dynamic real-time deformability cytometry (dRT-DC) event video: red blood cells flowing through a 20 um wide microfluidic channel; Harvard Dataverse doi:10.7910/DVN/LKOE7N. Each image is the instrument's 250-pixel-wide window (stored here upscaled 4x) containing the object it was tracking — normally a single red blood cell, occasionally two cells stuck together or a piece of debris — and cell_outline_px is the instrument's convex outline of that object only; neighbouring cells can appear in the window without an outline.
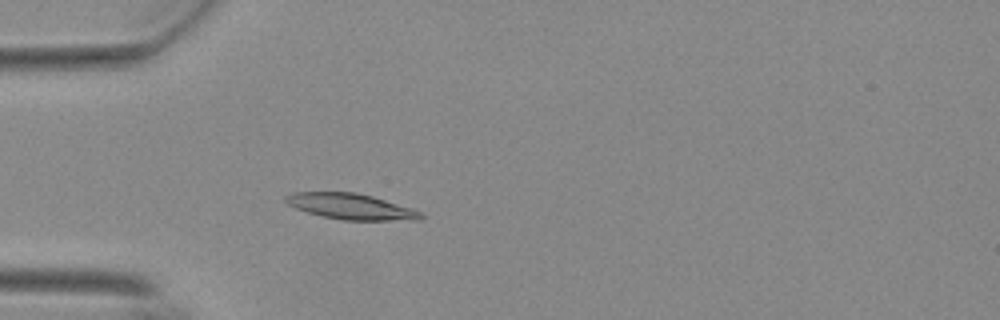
{"species": "Egyptian fruit bat (a non-hibernating species)", "species_latin": "Rousettus aegyptiacus", "temperature_condition": "warm", "stored_images_in_passage": 47, "camera_frame_rate_fps": 3000, "um_per_image_px": 0.085, "animal": {"sex": "female"}, "frame": {"image": 1, "passage_image": 16, "time_ms": 5.0, "image_size_px": [1000, 320], "cell_outline_px": [[424, 216], [420, 220], [344, 220], [324, 216], [308, 212], [296, 208], [288, 204], [284, 200], [284, 196], [292, 192], [356, 192], [372, 196], [412, 208], [420, 212]], "centroid_in_image_um": [29.82, 17.54], "position_along_channel_um": 55.2, "area_um2": 20.17}}
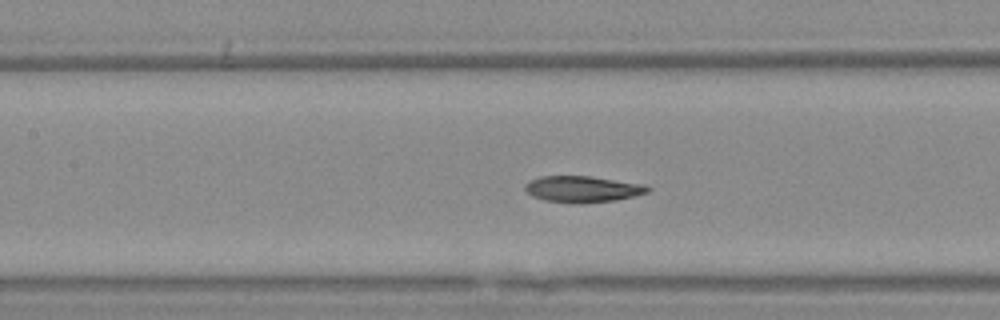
{"frame": {"image": 2, "passage_image": 25, "time_ms": 8.0, "image_size_px": [1000, 320], "cell_outline_px": [[652, 188], [648, 192], [616, 200], [584, 204], [580, 204], [544, 200], [532, 196], [524, 188], [524, 184], [540, 176], [588, 176], [644, 184]], "centroid_in_image_um": [49.52, 16.08], "position_along_channel_um": 157.9, "area_um2": 18.79}}
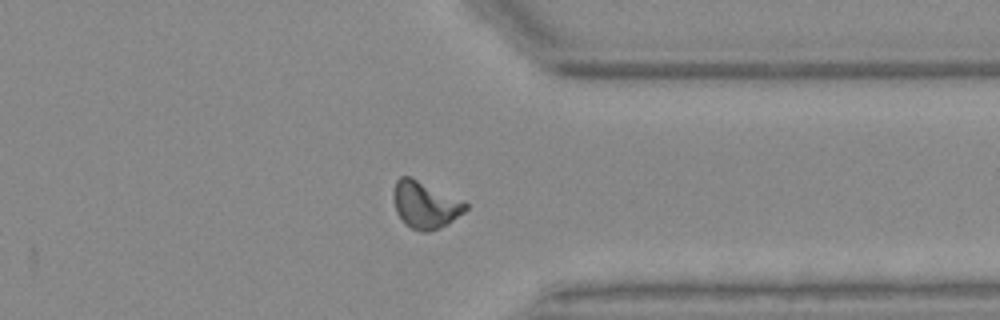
{"frame": {"image": 3, "passage_image": 43, "time_ms": 14.0, "image_size_px": [1000, 320], "cell_outline_px": [[468, 208], [464, 212], [448, 224], [428, 232], [420, 232], [404, 224], [396, 212], [392, 196], [396, 180], [400, 176], [408, 176], [464, 200], [468, 204]], "centroid_in_image_um": [36.13, 17.42], "position_along_channel_um": 375.3, "area_um2": 19.83}, "authors_computed_cell_mechanics": {"area_um2": 19.2474, "velocity_mm_per_s": 3.6854, "shape_relaxation_time_tau1_ms": 8.7709, "shape_relaxation_time_tau2_ms": 3.9555, "deformation_change_tau1": 0.2064, "deformation_change_tau2": 0.0897}}